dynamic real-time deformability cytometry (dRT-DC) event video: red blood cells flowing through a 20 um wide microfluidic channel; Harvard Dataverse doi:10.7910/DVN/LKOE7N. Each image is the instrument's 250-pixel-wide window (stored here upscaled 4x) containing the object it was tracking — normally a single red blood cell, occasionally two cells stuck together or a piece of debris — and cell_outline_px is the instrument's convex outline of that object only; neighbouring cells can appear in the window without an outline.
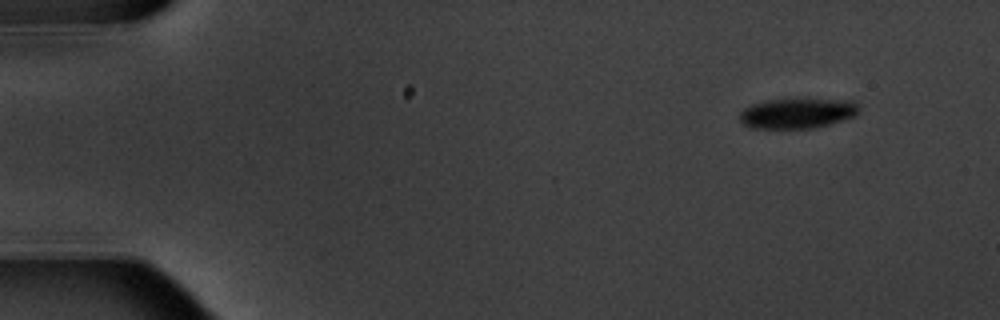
{"species": "common noctule bat (a hibernating species)", "species_latin": "Nyctalus noctula", "temperature_condition": "warm", "stored_images_in_passage": 7, "segment_of_instrument_passage": [2, 2], "camera_frame_rate_fps": 3000, "um_per_image_px": 0.085, "animal": {"sex": "male", "body_mass_g": 20.1, "forearm_length_mm": 53.5}, "frame": {"image": 1, "passage_image": 7, "time_ms": 7.0, "image_size_px": [1000, 320], "cell_outline_px": [[860, 112], [856, 116], [844, 120], [816, 128], [752, 128], [744, 124], [740, 120], [740, 112], [744, 108], [752, 104], [768, 100], [852, 100], [860, 108]], "centroid_in_image_um": [67.81, 9.64], "position_along_channel_um": 17.2, "area_um2": 20.81}}